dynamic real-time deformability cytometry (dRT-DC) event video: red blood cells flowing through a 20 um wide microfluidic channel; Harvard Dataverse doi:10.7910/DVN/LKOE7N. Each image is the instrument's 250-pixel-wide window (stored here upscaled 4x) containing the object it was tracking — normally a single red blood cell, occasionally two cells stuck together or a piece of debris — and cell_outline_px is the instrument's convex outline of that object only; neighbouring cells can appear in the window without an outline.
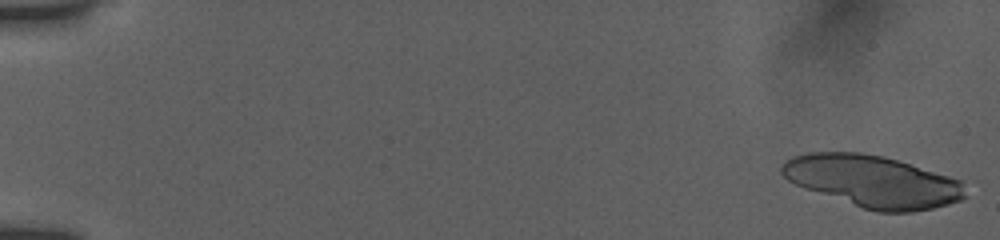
{"species": "human", "species_latin": "Homo sapiens", "temperature_condition": "room temperature", "stored_images_in_passage": 54, "camera_frame_rate_fps": 3000, "um_per_image_px": 0.085, "donor": {"sex": "female"}, "frame": {"image": 1, "passage_image": 1, "time_ms": 0.0, "image_size_px": [1000, 240], "cell_outline_px": [[968, 196], [960, 200], [948, 204], [932, 208], [912, 212], [876, 212], [804, 188], [788, 180], [780, 172], [780, 164], [792, 156], [808, 152], [860, 152], [884, 156], [964, 180]], "centroid_in_image_um": [74.22, 15.4], "position_along_channel_um": 10.8, "area_um2": 55.72}}
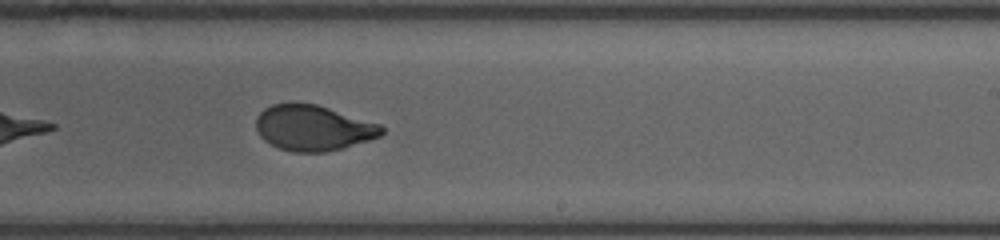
{"frame": {"image": 2, "passage_image": 38, "time_ms": 11.333, "image_size_px": [1000, 240], "cell_outline_px": [[384, 132], [380, 136], [344, 148], [324, 152], [292, 152], [280, 148], [264, 140], [260, 136], [256, 128], [256, 116], [264, 108], [272, 104], [316, 104], [380, 124], [384, 128]], "centroid_in_image_um": [26.61, 10.88], "position_along_channel_um": 262.4, "area_um2": 33.06}}
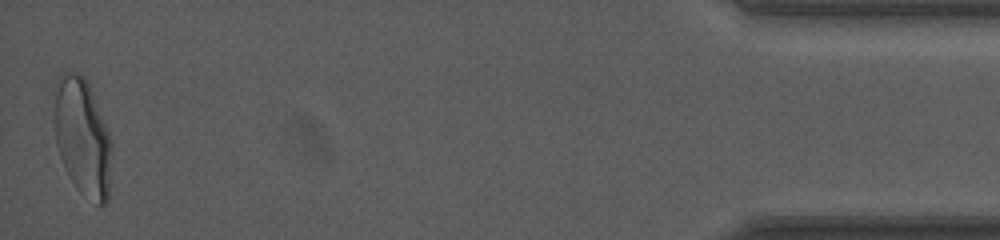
{"frame": {"image": 3, "passage_image": 54, "time_ms": 17.667, "image_size_px": [1000, 240], "cell_outline_px": [[112, 152], [108, 200], [104, 204], [100, 204], [80, 192], [76, 188], [60, 156], [56, 144], [52, 88], [56, 80], [64, 72], [80, 72], [88, 80], [112, 140]], "centroid_in_image_um": [7.0, 11.56], "position_along_channel_um": 428.2, "area_um2": 39.88}, "authors_computed_cell_mechanics": {"area_um2": 35.2291, "velocity_mm_per_s": 3.8605, "shape_relaxation_time_tau1_ms": 4.107, "shape_relaxation_time_tau2_ms": 0.8059, "deformation_change_tau1": 0.1793, "deformation_change_tau2": 0.056}}